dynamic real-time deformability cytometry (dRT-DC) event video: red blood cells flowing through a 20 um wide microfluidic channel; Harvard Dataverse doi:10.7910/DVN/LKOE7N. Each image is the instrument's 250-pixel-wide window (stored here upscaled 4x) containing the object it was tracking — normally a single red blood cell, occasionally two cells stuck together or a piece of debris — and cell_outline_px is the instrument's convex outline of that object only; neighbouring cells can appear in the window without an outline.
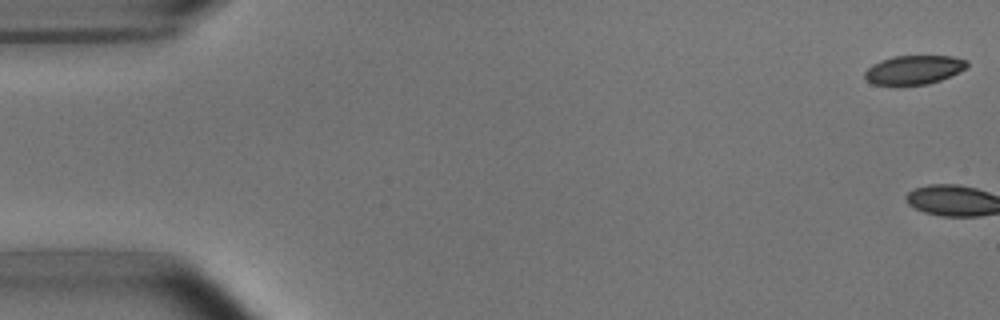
{"species": "common noctule bat (a hibernating species)", "species_latin": "Nyctalus noctula", "temperature_condition": "room temperature", "stored_images_in_passage": 3, "camera_frame_rate_fps": 3000, "um_per_image_px": 0.085, "animal": {"sex": "male", "body_mass_g": 15.6}, "frame": {"image": 1, "passage_image": 1, "time_ms": 0.0, "image_size_px": [1000, 320], "cell_outline_px": [[968, 64], [960, 72], [940, 80], [928, 84], [900, 88], [872, 84], [864, 76], [864, 72], [872, 64], [880, 60], [892, 56], [952, 56], [968, 60]], "centroid_in_image_um": [77.63, 5.98], "position_along_channel_um": 7.4, "area_um2": 17.92}}